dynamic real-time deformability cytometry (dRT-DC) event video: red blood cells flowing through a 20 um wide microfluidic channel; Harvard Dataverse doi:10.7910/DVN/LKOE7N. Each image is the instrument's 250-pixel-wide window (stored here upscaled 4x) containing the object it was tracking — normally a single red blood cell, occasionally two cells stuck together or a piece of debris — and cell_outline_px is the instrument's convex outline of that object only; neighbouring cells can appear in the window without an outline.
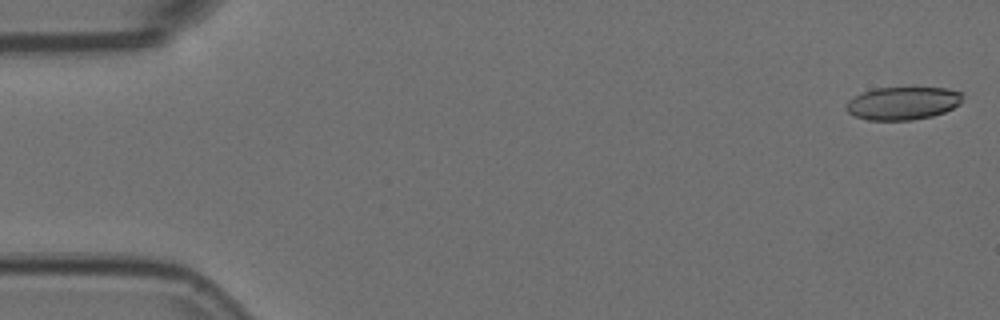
{"species": "Egyptian fruit bat (a non-hibernating species)", "species_latin": "Rousettus aegyptiacus", "temperature_condition": "room temperature", "stored_images_in_passage": 21, "camera_frame_rate_fps": 3000, "um_per_image_px": 0.085, "animal": {"sex": "female"}, "frame": {"image": 1, "passage_image": 1, "time_ms": 0.0, "image_size_px": [1000, 320], "cell_outline_px": [[964, 96], [960, 104], [944, 112], [932, 116], [912, 120], [868, 120], [856, 116], [848, 112], [844, 108], [848, 100], [864, 92], [876, 88], [948, 88], [960, 92]], "centroid_in_image_um": [76.75, 8.78], "position_along_channel_um": 8.2, "area_um2": 22.25}}